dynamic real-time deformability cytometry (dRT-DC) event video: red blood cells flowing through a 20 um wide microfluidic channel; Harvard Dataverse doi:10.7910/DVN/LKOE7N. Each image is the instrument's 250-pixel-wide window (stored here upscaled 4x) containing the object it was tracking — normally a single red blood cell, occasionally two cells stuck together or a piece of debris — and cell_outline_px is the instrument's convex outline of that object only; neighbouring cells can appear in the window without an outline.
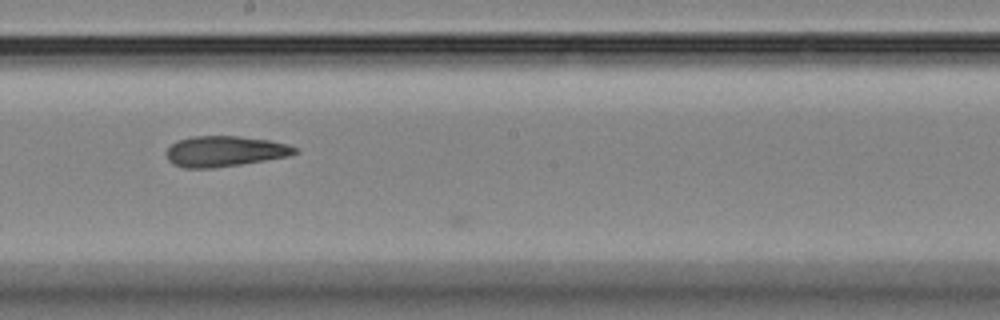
{"species": "Egyptian fruit bat (a non-hibernating species)", "species_latin": "Rousettus aegyptiacus", "temperature_condition": "room temperature", "stored_images_in_passage": 20, "camera_frame_rate_fps": 3000, "um_per_image_px": 0.085, "animal": {"sex": "female"}, "frame": {"image": 1, "passage_image": 19, "time_ms": 6.0, "image_size_px": [1000, 320], "cell_outline_px": [[300, 152], [288, 156], [240, 164], [212, 168], [184, 168], [172, 164], [168, 160], [168, 148], [176, 140], [192, 136], [240, 136], [268, 140], [288, 144], [296, 148]], "centroid_in_image_um": [19.1, 12.85], "position_along_channel_um": 229.1, "area_um2": 22.83}}